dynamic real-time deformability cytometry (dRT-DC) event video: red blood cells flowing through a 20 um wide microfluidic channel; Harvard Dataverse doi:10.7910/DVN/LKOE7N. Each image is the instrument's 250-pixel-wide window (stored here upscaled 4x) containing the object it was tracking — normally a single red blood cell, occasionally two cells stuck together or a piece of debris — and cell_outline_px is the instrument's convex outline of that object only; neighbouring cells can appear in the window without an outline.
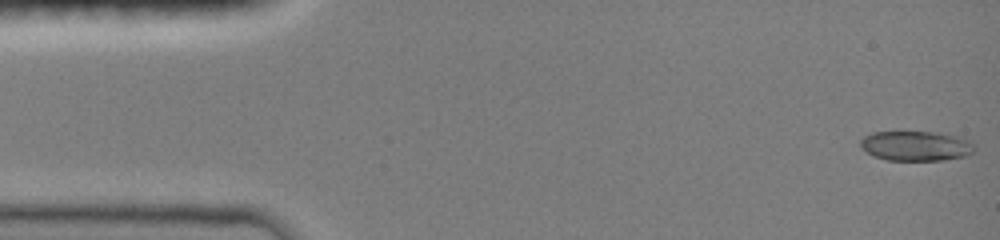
{"species": "common noctule bat (a hibernating species)", "species_latin": "Nyctalus noctula", "temperature_condition": "room temperature", "stored_images_in_passage": 47, "camera_frame_rate_fps": 3000, "um_per_image_px": 0.085, "animal": {"sex": "female", "body_mass_g": 19.0, "forearm_length_mm": 51.5}, "frame": {"image": 1, "passage_image": 1, "time_ms": 0.0, "image_size_px": [1000, 240], "cell_outline_px": [[976, 148], [968, 156], [944, 160], [888, 160], [872, 156], [860, 148], [860, 140], [864, 136], [872, 132], [900, 128], [936, 132], [956, 136], [968, 140]], "centroid_in_image_um": [77.78, 12.35], "position_along_channel_um": 7.2, "area_um2": 20.87}}
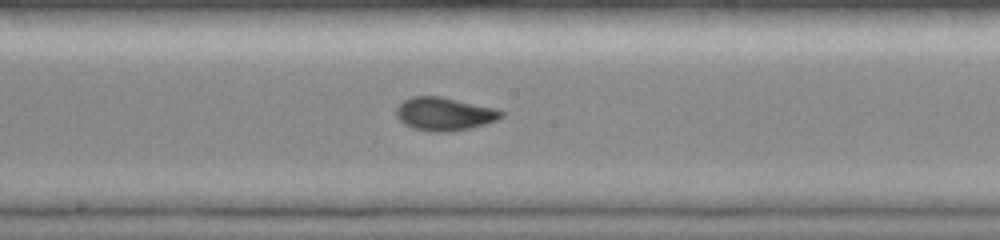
{"frame": {"image": 2, "passage_image": 25, "time_ms": 8.0, "image_size_px": [1000, 240], "cell_outline_px": [[504, 116], [496, 120], [472, 128], [448, 132], [432, 132], [412, 128], [404, 124], [396, 116], [396, 108], [404, 100], [412, 96], [444, 96], [496, 108], [504, 112]], "centroid_in_image_um": [37.78, 9.68], "position_along_channel_um": 210.4, "area_um2": 20.58}}
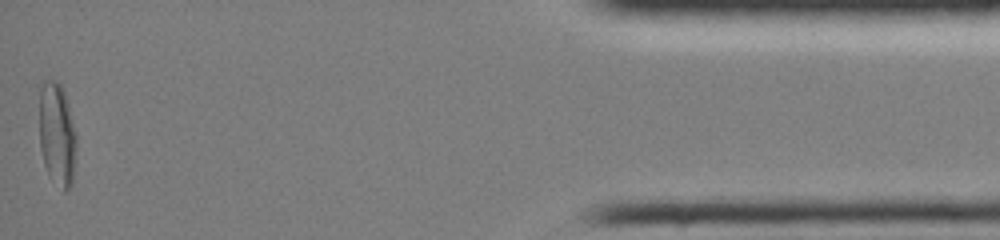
{"frame": {"image": 3, "passage_image": 47, "time_ms": 15.333, "image_size_px": [1000, 240], "cell_outline_px": [[76, 148], [72, 184], [64, 192], [48, 176], [44, 164], [40, 148], [40, 88], [44, 80], [56, 80], [60, 84], [64, 92], [68, 104], [76, 136]], "centroid_in_image_um": [4.84, 11.44], "position_along_channel_um": 430.4, "area_um2": 22.31}, "authors_computed_cell_mechanics": {"area_um2": 19.7676, "velocity_mm_per_s": 4.0327, "shape_relaxation_time_tau1_ms": 8.2425, "shape_relaxation_time_tau2_ms": null, "deformation_change_tau1": 0.2456, "deformation_change_tau2": null}}